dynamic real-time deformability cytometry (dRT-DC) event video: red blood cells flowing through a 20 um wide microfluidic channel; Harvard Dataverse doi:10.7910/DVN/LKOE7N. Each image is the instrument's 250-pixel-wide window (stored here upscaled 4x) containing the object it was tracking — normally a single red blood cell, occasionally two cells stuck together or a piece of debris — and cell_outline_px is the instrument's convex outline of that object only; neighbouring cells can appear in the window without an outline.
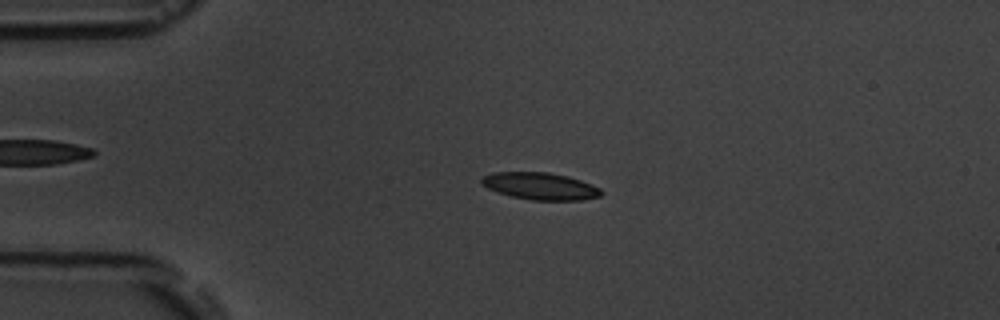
{"species": "common noctule bat (a hibernating species)", "species_latin": "Nyctalus noctula", "temperature_condition": "room temperature", "stored_images_in_passage": 5, "camera_frame_rate_fps": 3000, "um_per_image_px": 0.085, "animal": {"sex": "male", "body_mass_g": 19.5, "forearm_length_mm": 54.6}, "frame": {"image": 1, "passage_image": 3, "time_ms": 2.333, "image_size_px": [1000, 320], "cell_outline_px": [[604, 192], [600, 196], [584, 200], [532, 200], [512, 196], [496, 192], [480, 184], [480, 180], [484, 176], [492, 172], [548, 172], [568, 176], [592, 184], [600, 188]], "centroid_in_image_um": [45.93, 15.82], "position_along_channel_um": 39.1, "area_um2": 19.02}}
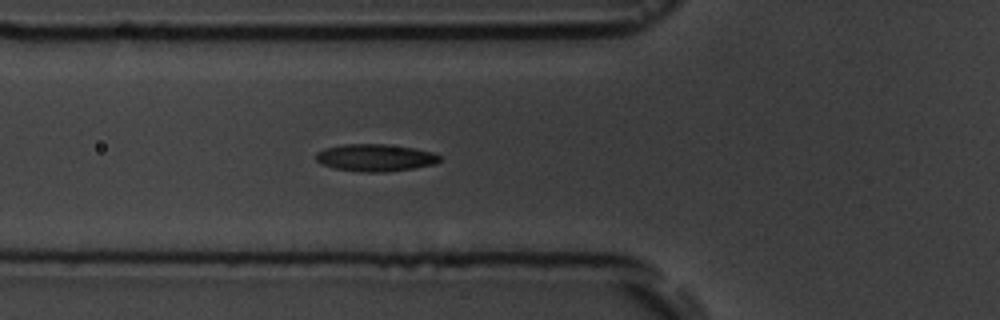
{"frame": {"image": 2, "passage_image": 5, "time_ms": 4.667, "image_size_px": [1000, 320], "cell_outline_px": [[440, 160], [436, 164], [412, 168], [384, 172], [360, 172], [336, 168], [320, 164], [316, 160], [316, 152], [324, 148], [344, 144], [388, 144], [412, 148], [432, 152], [440, 156]], "centroid_in_image_um": [31.87, 13.4], "position_along_channel_um": 93.9, "area_um2": 19.59}}